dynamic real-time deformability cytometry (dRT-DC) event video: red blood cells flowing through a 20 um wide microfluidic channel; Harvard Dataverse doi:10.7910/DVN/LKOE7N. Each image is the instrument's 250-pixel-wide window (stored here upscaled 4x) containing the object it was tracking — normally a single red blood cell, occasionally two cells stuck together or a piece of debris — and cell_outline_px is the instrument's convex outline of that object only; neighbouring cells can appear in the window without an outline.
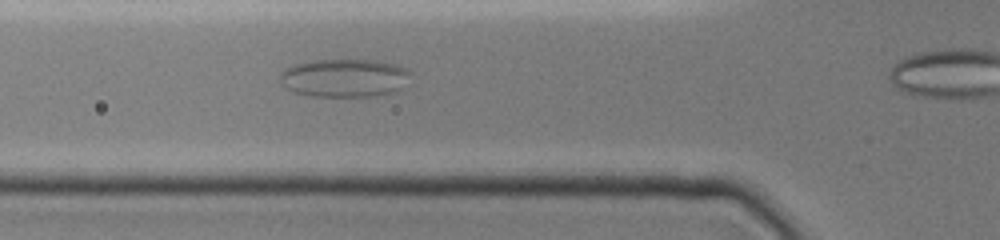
{"species": "common noctule bat (a hibernating species)", "species_latin": "Nyctalus noctula", "temperature_condition": "cold", "stored_images_in_passage": 4, "camera_frame_rate_fps": 3000, "um_per_image_px": 0.085, "animal": {"sex": "female", "body_mass_g": 19.0, "forearm_length_mm": 51.5}, "frame": {"image": 1, "passage_image": 3, "time_ms": 0.667, "image_size_px": [1000, 240], "cell_outline_px": [[408, 72], [396, 88], [388, 92], [368, 96], [312, 96], [292, 92], [284, 84], [280, 76], [280, 72], [292, 64], [308, 60], [380, 60], [404, 68]], "centroid_in_image_um": [29.11, 6.6], "position_along_channel_um": 96.7, "area_um2": 28.15}}